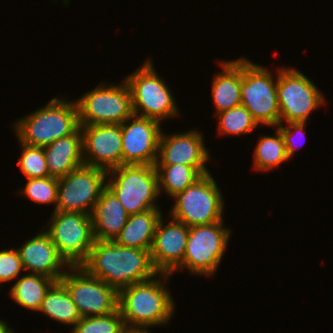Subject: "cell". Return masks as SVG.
I'll use <instances>...</instances> for the list:
<instances>
[{"label":"cell","mask_w":333,"mask_h":333,"mask_svg":"<svg viewBox=\"0 0 333 333\" xmlns=\"http://www.w3.org/2000/svg\"><path fill=\"white\" fill-rule=\"evenodd\" d=\"M275 80L268 68L242 58L241 105L260 127L275 128L280 124L277 76Z\"/></svg>","instance_id":"cell-7"},{"label":"cell","mask_w":333,"mask_h":333,"mask_svg":"<svg viewBox=\"0 0 333 333\" xmlns=\"http://www.w3.org/2000/svg\"><path fill=\"white\" fill-rule=\"evenodd\" d=\"M57 97L14 123L18 142L44 147L53 141L73 134L79 126L78 107L75 100Z\"/></svg>","instance_id":"cell-3"},{"label":"cell","mask_w":333,"mask_h":333,"mask_svg":"<svg viewBox=\"0 0 333 333\" xmlns=\"http://www.w3.org/2000/svg\"><path fill=\"white\" fill-rule=\"evenodd\" d=\"M84 164L106 172L122 165L121 124L80 126Z\"/></svg>","instance_id":"cell-15"},{"label":"cell","mask_w":333,"mask_h":333,"mask_svg":"<svg viewBox=\"0 0 333 333\" xmlns=\"http://www.w3.org/2000/svg\"><path fill=\"white\" fill-rule=\"evenodd\" d=\"M18 143L21 147V156L17 165L26 179L49 177L44 148Z\"/></svg>","instance_id":"cell-30"},{"label":"cell","mask_w":333,"mask_h":333,"mask_svg":"<svg viewBox=\"0 0 333 333\" xmlns=\"http://www.w3.org/2000/svg\"><path fill=\"white\" fill-rule=\"evenodd\" d=\"M81 267L117 292L158 275L150 250L125 247L113 241L95 240Z\"/></svg>","instance_id":"cell-1"},{"label":"cell","mask_w":333,"mask_h":333,"mask_svg":"<svg viewBox=\"0 0 333 333\" xmlns=\"http://www.w3.org/2000/svg\"><path fill=\"white\" fill-rule=\"evenodd\" d=\"M275 136L262 135L253 151V169L269 172L289 160L281 132L275 128Z\"/></svg>","instance_id":"cell-26"},{"label":"cell","mask_w":333,"mask_h":333,"mask_svg":"<svg viewBox=\"0 0 333 333\" xmlns=\"http://www.w3.org/2000/svg\"><path fill=\"white\" fill-rule=\"evenodd\" d=\"M161 122L132 115L121 123L122 165H155L158 157Z\"/></svg>","instance_id":"cell-14"},{"label":"cell","mask_w":333,"mask_h":333,"mask_svg":"<svg viewBox=\"0 0 333 333\" xmlns=\"http://www.w3.org/2000/svg\"><path fill=\"white\" fill-rule=\"evenodd\" d=\"M51 216L44 231L70 267L81 266L95 242L91 215L53 211Z\"/></svg>","instance_id":"cell-8"},{"label":"cell","mask_w":333,"mask_h":333,"mask_svg":"<svg viewBox=\"0 0 333 333\" xmlns=\"http://www.w3.org/2000/svg\"><path fill=\"white\" fill-rule=\"evenodd\" d=\"M163 220L157 223L150 257L158 273L172 275L183 263L189 227L173 218L167 224Z\"/></svg>","instance_id":"cell-17"},{"label":"cell","mask_w":333,"mask_h":333,"mask_svg":"<svg viewBox=\"0 0 333 333\" xmlns=\"http://www.w3.org/2000/svg\"><path fill=\"white\" fill-rule=\"evenodd\" d=\"M13 330L9 328L7 321L0 320V333H11Z\"/></svg>","instance_id":"cell-34"},{"label":"cell","mask_w":333,"mask_h":333,"mask_svg":"<svg viewBox=\"0 0 333 333\" xmlns=\"http://www.w3.org/2000/svg\"><path fill=\"white\" fill-rule=\"evenodd\" d=\"M161 217V209H149L129 215L125 226L114 241L121 246L150 250Z\"/></svg>","instance_id":"cell-22"},{"label":"cell","mask_w":333,"mask_h":333,"mask_svg":"<svg viewBox=\"0 0 333 333\" xmlns=\"http://www.w3.org/2000/svg\"><path fill=\"white\" fill-rule=\"evenodd\" d=\"M218 117V133L223 135H244L257 129L258 123L253 119L251 113L239 105L216 114Z\"/></svg>","instance_id":"cell-27"},{"label":"cell","mask_w":333,"mask_h":333,"mask_svg":"<svg viewBox=\"0 0 333 333\" xmlns=\"http://www.w3.org/2000/svg\"><path fill=\"white\" fill-rule=\"evenodd\" d=\"M149 327L124 326L120 333H150Z\"/></svg>","instance_id":"cell-33"},{"label":"cell","mask_w":333,"mask_h":333,"mask_svg":"<svg viewBox=\"0 0 333 333\" xmlns=\"http://www.w3.org/2000/svg\"><path fill=\"white\" fill-rule=\"evenodd\" d=\"M158 174L159 193L174 197L198 180L202 174L193 166L183 164H155Z\"/></svg>","instance_id":"cell-25"},{"label":"cell","mask_w":333,"mask_h":333,"mask_svg":"<svg viewBox=\"0 0 333 333\" xmlns=\"http://www.w3.org/2000/svg\"><path fill=\"white\" fill-rule=\"evenodd\" d=\"M16 250L28 274L45 275L57 282L70 267L45 231L37 233ZM63 267H66L64 271Z\"/></svg>","instance_id":"cell-18"},{"label":"cell","mask_w":333,"mask_h":333,"mask_svg":"<svg viewBox=\"0 0 333 333\" xmlns=\"http://www.w3.org/2000/svg\"><path fill=\"white\" fill-rule=\"evenodd\" d=\"M220 62L222 72L214 74L211 87L215 114L241 105L242 57Z\"/></svg>","instance_id":"cell-21"},{"label":"cell","mask_w":333,"mask_h":333,"mask_svg":"<svg viewBox=\"0 0 333 333\" xmlns=\"http://www.w3.org/2000/svg\"><path fill=\"white\" fill-rule=\"evenodd\" d=\"M104 169L83 164L58 178V200L55 211L81 212L91 215L94 205L106 187Z\"/></svg>","instance_id":"cell-12"},{"label":"cell","mask_w":333,"mask_h":333,"mask_svg":"<svg viewBox=\"0 0 333 333\" xmlns=\"http://www.w3.org/2000/svg\"><path fill=\"white\" fill-rule=\"evenodd\" d=\"M285 124H287L286 127H284ZM306 124L307 122H289V123L279 124L278 126H276V128L281 132V135L283 137V141L286 147V153L289 160L294 156L295 151L298 150L297 147H295L297 146L295 145L296 142L295 138L298 135L305 134Z\"/></svg>","instance_id":"cell-32"},{"label":"cell","mask_w":333,"mask_h":333,"mask_svg":"<svg viewBox=\"0 0 333 333\" xmlns=\"http://www.w3.org/2000/svg\"><path fill=\"white\" fill-rule=\"evenodd\" d=\"M43 148L51 177L66 176L84 164L80 127L73 134L59 138Z\"/></svg>","instance_id":"cell-20"},{"label":"cell","mask_w":333,"mask_h":333,"mask_svg":"<svg viewBox=\"0 0 333 333\" xmlns=\"http://www.w3.org/2000/svg\"><path fill=\"white\" fill-rule=\"evenodd\" d=\"M124 326V319L117 309L108 315L82 317L71 333H120Z\"/></svg>","instance_id":"cell-29"},{"label":"cell","mask_w":333,"mask_h":333,"mask_svg":"<svg viewBox=\"0 0 333 333\" xmlns=\"http://www.w3.org/2000/svg\"><path fill=\"white\" fill-rule=\"evenodd\" d=\"M169 215L188 227L213 224L223 220L224 200L211 173L202 175L174 197Z\"/></svg>","instance_id":"cell-6"},{"label":"cell","mask_w":333,"mask_h":333,"mask_svg":"<svg viewBox=\"0 0 333 333\" xmlns=\"http://www.w3.org/2000/svg\"><path fill=\"white\" fill-rule=\"evenodd\" d=\"M55 282L45 275L26 274L11 286L9 295L23 308L38 312L46 292Z\"/></svg>","instance_id":"cell-24"},{"label":"cell","mask_w":333,"mask_h":333,"mask_svg":"<svg viewBox=\"0 0 333 333\" xmlns=\"http://www.w3.org/2000/svg\"><path fill=\"white\" fill-rule=\"evenodd\" d=\"M128 216L121 202L106 186L91 213L94 239L115 240L125 226Z\"/></svg>","instance_id":"cell-19"},{"label":"cell","mask_w":333,"mask_h":333,"mask_svg":"<svg viewBox=\"0 0 333 333\" xmlns=\"http://www.w3.org/2000/svg\"><path fill=\"white\" fill-rule=\"evenodd\" d=\"M202 134L201 131L190 130L167 136L162 131L156 164H183L195 167L202 175L210 173L206 162L211 156Z\"/></svg>","instance_id":"cell-16"},{"label":"cell","mask_w":333,"mask_h":333,"mask_svg":"<svg viewBox=\"0 0 333 333\" xmlns=\"http://www.w3.org/2000/svg\"><path fill=\"white\" fill-rule=\"evenodd\" d=\"M148 58L135 72L125 77L132 100L133 114L159 122L179 115L173 93Z\"/></svg>","instance_id":"cell-5"},{"label":"cell","mask_w":333,"mask_h":333,"mask_svg":"<svg viewBox=\"0 0 333 333\" xmlns=\"http://www.w3.org/2000/svg\"><path fill=\"white\" fill-rule=\"evenodd\" d=\"M69 292L81 317L108 315L118 309V292L81 266L69 267L59 280Z\"/></svg>","instance_id":"cell-13"},{"label":"cell","mask_w":333,"mask_h":333,"mask_svg":"<svg viewBox=\"0 0 333 333\" xmlns=\"http://www.w3.org/2000/svg\"><path fill=\"white\" fill-rule=\"evenodd\" d=\"M223 222L189 227L183 263L178 270L187 268L195 276L206 277L217 272L231 235Z\"/></svg>","instance_id":"cell-11"},{"label":"cell","mask_w":333,"mask_h":333,"mask_svg":"<svg viewBox=\"0 0 333 333\" xmlns=\"http://www.w3.org/2000/svg\"><path fill=\"white\" fill-rule=\"evenodd\" d=\"M106 186L115 194L128 215L160 209L156 203L160 193L155 165L133 164L113 168L107 171Z\"/></svg>","instance_id":"cell-4"},{"label":"cell","mask_w":333,"mask_h":333,"mask_svg":"<svg viewBox=\"0 0 333 333\" xmlns=\"http://www.w3.org/2000/svg\"><path fill=\"white\" fill-rule=\"evenodd\" d=\"M276 74L280 124L307 122L313 111L325 105L323 92L301 71L280 67Z\"/></svg>","instance_id":"cell-10"},{"label":"cell","mask_w":333,"mask_h":333,"mask_svg":"<svg viewBox=\"0 0 333 333\" xmlns=\"http://www.w3.org/2000/svg\"><path fill=\"white\" fill-rule=\"evenodd\" d=\"M38 313L64 325H74L82 318L66 287L55 282L46 292Z\"/></svg>","instance_id":"cell-23"},{"label":"cell","mask_w":333,"mask_h":333,"mask_svg":"<svg viewBox=\"0 0 333 333\" xmlns=\"http://www.w3.org/2000/svg\"><path fill=\"white\" fill-rule=\"evenodd\" d=\"M158 275V279L154 276L118 292V309L125 326L152 328L170 323L176 303L165 281H168L171 274Z\"/></svg>","instance_id":"cell-2"},{"label":"cell","mask_w":333,"mask_h":333,"mask_svg":"<svg viewBox=\"0 0 333 333\" xmlns=\"http://www.w3.org/2000/svg\"><path fill=\"white\" fill-rule=\"evenodd\" d=\"M23 265L16 249L0 251V283L10 282L19 278Z\"/></svg>","instance_id":"cell-31"},{"label":"cell","mask_w":333,"mask_h":333,"mask_svg":"<svg viewBox=\"0 0 333 333\" xmlns=\"http://www.w3.org/2000/svg\"><path fill=\"white\" fill-rule=\"evenodd\" d=\"M19 191L36 204H55L53 210L55 211L58 200V178L49 176L27 179L25 186Z\"/></svg>","instance_id":"cell-28"},{"label":"cell","mask_w":333,"mask_h":333,"mask_svg":"<svg viewBox=\"0 0 333 333\" xmlns=\"http://www.w3.org/2000/svg\"><path fill=\"white\" fill-rule=\"evenodd\" d=\"M100 83L76 99L79 126L121 124L133 115L131 92L127 83Z\"/></svg>","instance_id":"cell-9"}]
</instances>
